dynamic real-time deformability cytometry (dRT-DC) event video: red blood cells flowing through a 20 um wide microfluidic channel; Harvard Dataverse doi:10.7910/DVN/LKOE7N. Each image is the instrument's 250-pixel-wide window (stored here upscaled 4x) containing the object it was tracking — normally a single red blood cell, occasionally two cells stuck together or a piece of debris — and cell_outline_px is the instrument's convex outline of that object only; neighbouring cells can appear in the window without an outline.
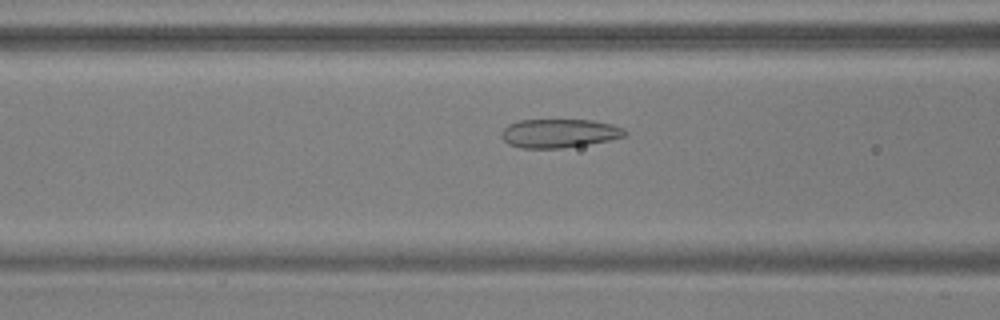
{"species": "common noctule bat (a hibernating species)", "species_latin": "Nyctalus noctula", "temperature_condition": "warm", "stored_images_in_passage": 56, "camera_frame_rate_fps": 3000, "um_per_image_px": 0.085, "animal": {"sex": "male", "body_mass_g": 17.9, "forearm_length_mm": 54.2}, "frame": {"image": 1, "passage_image": 22, "time_ms": 7.0, "image_size_px": [1000, 320], "cell_outline_px": [[628, 132], [624, 136], [608, 140], [588, 144], [560, 148], [520, 148], [508, 144], [500, 136], [500, 132], [508, 124], [520, 120], [592, 120], [612, 124], [624, 128]], "centroid_in_image_um": [47.5, 11.33], "position_along_channel_um": 119.1, "area_um2": 20.69}}
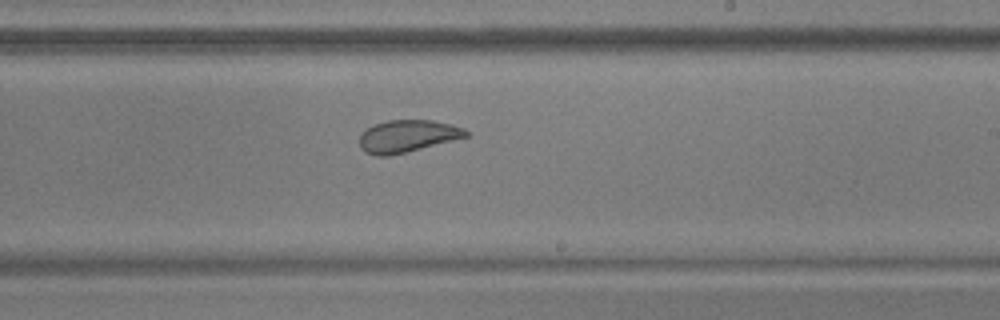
{"frame": {"image": 2, "passage_image": 33, "time_ms": 10.667, "image_size_px": [1000, 320], "cell_outline_px": [[468, 136], [388, 156], [376, 156], [364, 152], [360, 148], [360, 136], [372, 124], [388, 120], [432, 120], [464, 128], [468, 132]], "centroid_in_image_um": [34.58, 11.56], "position_along_channel_um": 254.4, "area_um2": 19.65}}
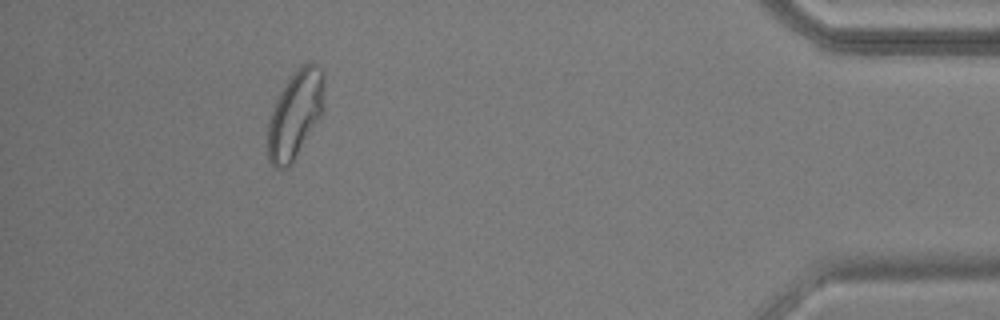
{"frame": {"image": 3, "passage_image": 50, "time_ms": 16.333, "image_size_px": [1000, 320], "cell_outline_px": [[324, 88], [320, 116], [292, 164], [288, 168], [276, 168], [268, 160], [268, 124], [276, 100], [288, 76], [304, 60], [312, 60], [324, 72]], "centroid_in_image_um": [25.09, 9.65], "position_along_channel_um": 410.1, "area_um2": 28.96}, "authors_computed_cell_mechanics": {"area_um2": 24.1026, "velocity_mm_per_s": 3.6931, "shape_relaxation_time_tau1_ms": null, "shape_relaxation_time_tau2_ms": 1.0634, "deformation_change_tau1": null, "deformation_change_tau2": 0.074}}